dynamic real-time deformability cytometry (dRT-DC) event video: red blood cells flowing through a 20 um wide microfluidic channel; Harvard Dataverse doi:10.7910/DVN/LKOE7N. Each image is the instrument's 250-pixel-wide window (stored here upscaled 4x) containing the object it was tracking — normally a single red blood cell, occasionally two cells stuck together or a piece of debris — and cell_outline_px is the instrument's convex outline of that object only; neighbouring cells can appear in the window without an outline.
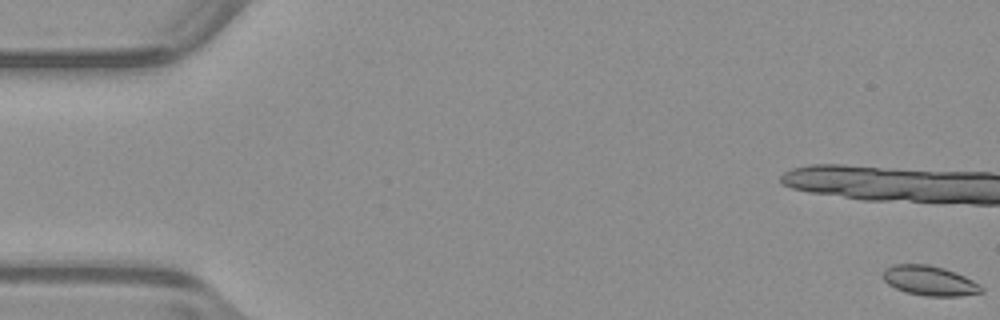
{"species": "common noctule bat (a hibernating species)", "species_latin": "Nyctalus noctula", "temperature_condition": "warm", "stored_images_in_passage": 15, "camera_frame_rate_fps": 3000, "um_per_image_px": 0.085, "animal": {"sex": "male", "body_mass_g": 23.1, "forearm_length_mm": 52.7}, "frame": {"image": 1, "passage_image": 1, "time_ms": 0.0, "image_size_px": [1000, 320], "cell_outline_px": [[984, 292], [960, 296], [928, 296], [904, 292], [888, 284], [880, 276], [880, 272], [884, 268], [892, 264], [928, 264], [944, 268], [956, 272], [980, 284], [984, 288]], "centroid_in_image_um": [78.98, 23.85], "position_along_channel_um": 6.0, "area_um2": 17.4}}